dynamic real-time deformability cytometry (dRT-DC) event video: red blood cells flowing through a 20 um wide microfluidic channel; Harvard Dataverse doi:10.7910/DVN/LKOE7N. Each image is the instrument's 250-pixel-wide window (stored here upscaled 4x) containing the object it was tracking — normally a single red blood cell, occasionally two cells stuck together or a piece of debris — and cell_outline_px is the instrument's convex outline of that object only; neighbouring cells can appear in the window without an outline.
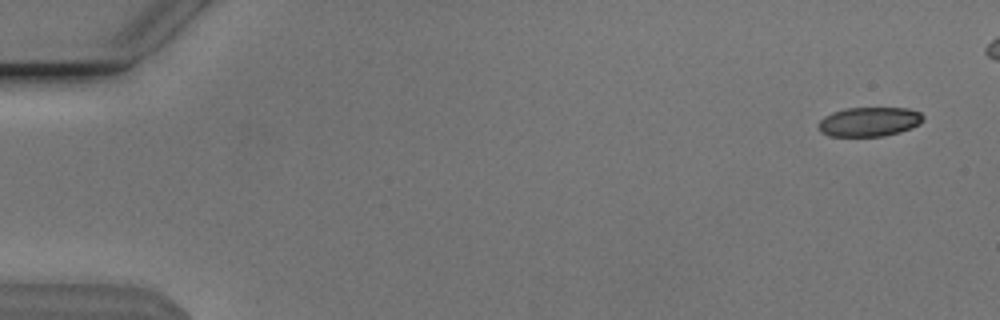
{"species": "Egyptian fruit bat (a non-hibernating species)", "species_latin": "Rousettus aegyptiacus", "temperature_condition": "cold", "stored_images_in_passage": 49, "camera_frame_rate_fps": 3000, "um_per_image_px": 0.085, "animal": {"sex": "male"}, "frame": {"image": 1, "passage_image": 3, "time_ms": 0.667, "image_size_px": [1000, 320], "cell_outline_px": [[924, 120], [920, 124], [912, 128], [900, 132], [884, 136], [828, 136], [820, 132], [816, 128], [820, 120], [824, 116], [832, 112], [844, 108], [908, 108], [920, 112], [924, 116]], "centroid_in_image_um": [73.87, 10.35], "position_along_channel_um": 11.1, "area_um2": 18.21}}
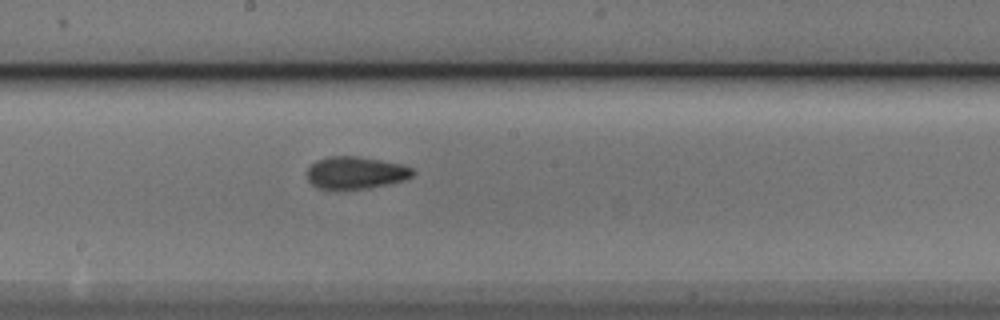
{"frame": {"image": 2, "passage_image": 30, "time_ms": 9.667, "image_size_px": [1000, 320], "cell_outline_px": [[416, 172], [412, 176], [404, 180], [388, 184], [368, 188], [340, 192], [316, 188], [308, 180], [308, 168], [316, 160], [328, 156], [356, 156], [380, 160], [400, 164], [412, 168]], "centroid_in_image_um": [30.19, 14.72], "position_along_channel_um": 218.0, "area_um2": 20.4}}
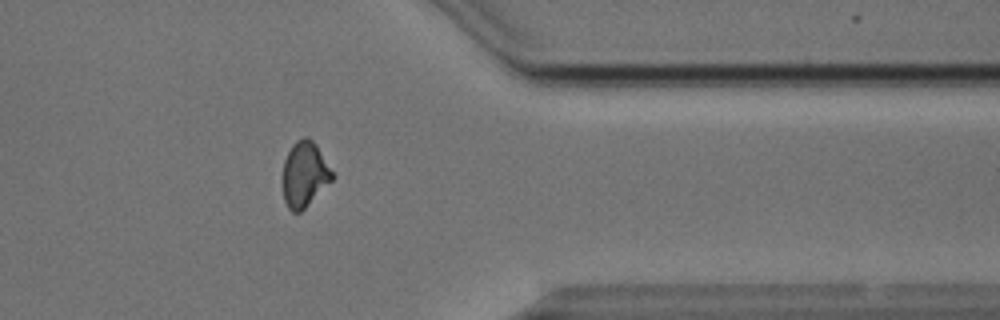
{"frame": {"image": 3, "passage_image": 44, "time_ms": 14.333, "image_size_px": [1000, 320], "cell_outline_px": [[332, 180], [300, 212], [292, 212], [288, 208], [284, 200], [284, 160], [292, 144], [296, 140], [304, 136], [308, 136], [316, 144], [332, 172]], "centroid_in_image_um": [25.87, 14.79], "position_along_channel_um": 385.5, "area_um2": 18.38}}